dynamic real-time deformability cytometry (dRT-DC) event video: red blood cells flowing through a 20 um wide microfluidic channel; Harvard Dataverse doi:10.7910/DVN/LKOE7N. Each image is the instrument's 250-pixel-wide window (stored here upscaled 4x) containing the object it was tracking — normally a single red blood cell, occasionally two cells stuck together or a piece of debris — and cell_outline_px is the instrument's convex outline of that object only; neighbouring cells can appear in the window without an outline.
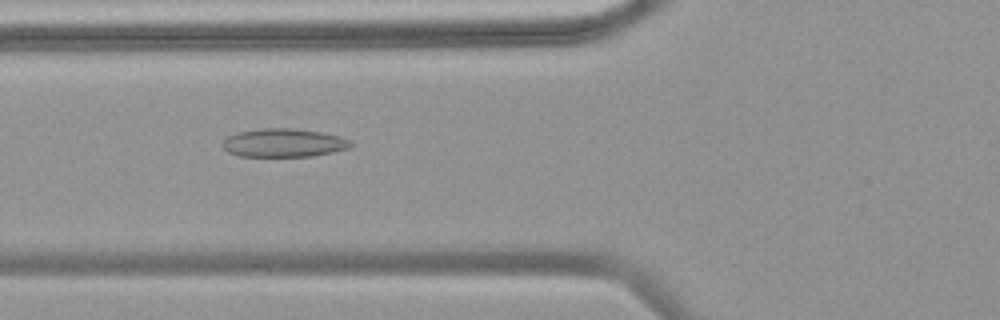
{"species": "common noctule bat (a hibernating species)", "species_latin": "Nyctalus noctula", "temperature_condition": "warm", "stored_images_in_passage": 45, "camera_frame_rate_fps": 3000, "um_per_image_px": 0.085, "animal": {"sex": "female", "body_mass_g": 18.4}, "frame": {"image": 1, "passage_image": 15, "time_ms": 4.667, "image_size_px": [1000, 320], "cell_outline_px": [[356, 144], [352, 148], [312, 156], [240, 156], [228, 152], [220, 144], [228, 136], [240, 132], [260, 128], [296, 128], [320, 132], [340, 136], [352, 140]], "centroid_in_image_um": [24.18, 12.14], "position_along_channel_um": 101.6, "area_um2": 21.44}}
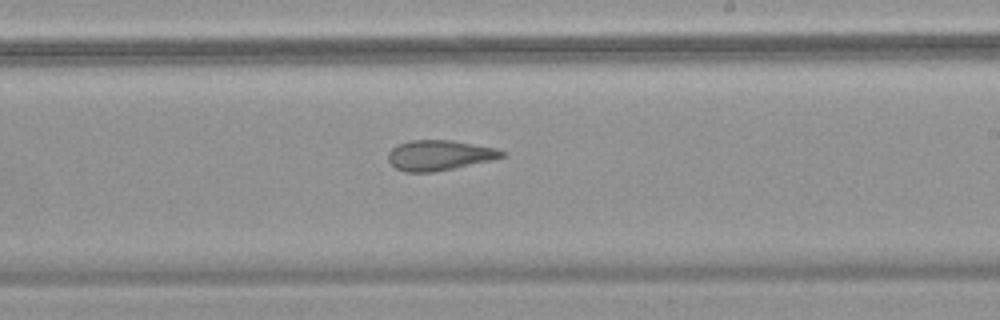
{"frame": {"image": 2, "passage_image": 26, "time_ms": 8.333, "image_size_px": [1000, 320], "cell_outline_px": [[504, 156], [492, 160], [432, 172], [404, 172], [396, 168], [388, 160], [388, 152], [392, 148], [400, 144], [412, 140], [452, 140], [496, 148], [504, 152]], "centroid_in_image_um": [37.33, 13.19], "position_along_channel_um": 251.7, "area_um2": 19.77}}
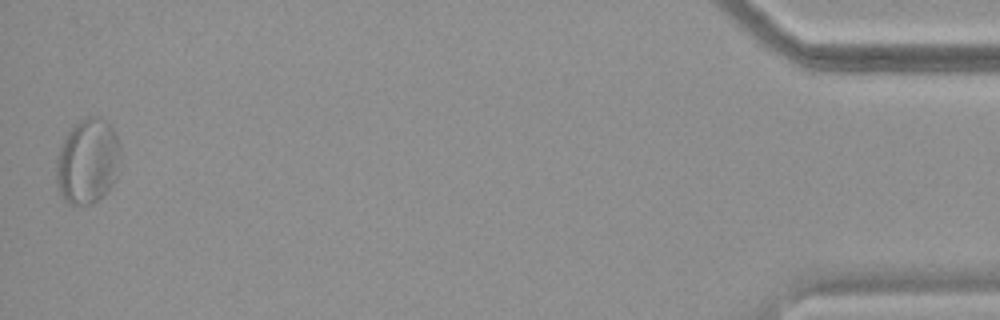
{"frame": {"image": 3, "passage_image": 45, "time_ms": 14.667, "image_size_px": [1000, 320], "cell_outline_px": [[120, 156], [116, 180], [92, 204], [68, 204], [64, 200], [60, 192], [56, 180], [56, 156], [64, 136], [80, 120], [88, 116], [100, 116], [112, 128], [120, 144]], "centroid_in_image_um": [7.43, 13.69], "position_along_channel_um": 427.8, "area_um2": 31.85}}